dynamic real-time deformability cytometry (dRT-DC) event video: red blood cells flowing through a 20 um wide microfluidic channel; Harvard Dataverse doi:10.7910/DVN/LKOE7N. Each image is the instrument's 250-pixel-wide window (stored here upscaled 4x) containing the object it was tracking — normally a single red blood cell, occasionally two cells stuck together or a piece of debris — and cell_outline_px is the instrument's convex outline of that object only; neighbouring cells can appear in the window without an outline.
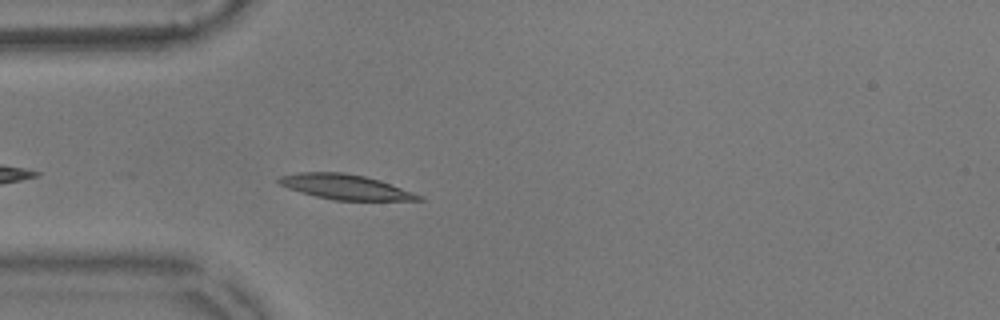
{"species": "common noctule bat (a hibernating species)", "species_latin": "Nyctalus noctula", "temperature_condition": "warm", "stored_images_in_passage": 15, "camera_frame_rate_fps": 3000, "um_per_image_px": 0.085, "animal": {"sex": "male", "body_mass_g": 17.9}, "frame": {"image": 1, "passage_image": 4, "time_ms": 1.0, "image_size_px": [1000, 320], "cell_outline_px": [[424, 200], [336, 200], [316, 196], [300, 192], [288, 188], [280, 184], [276, 180], [280, 176], [300, 172], [344, 172], [364, 176], [380, 180], [424, 196]], "centroid_in_image_um": [29.36, 15.88], "position_along_channel_um": 55.6, "area_um2": 20.23}}
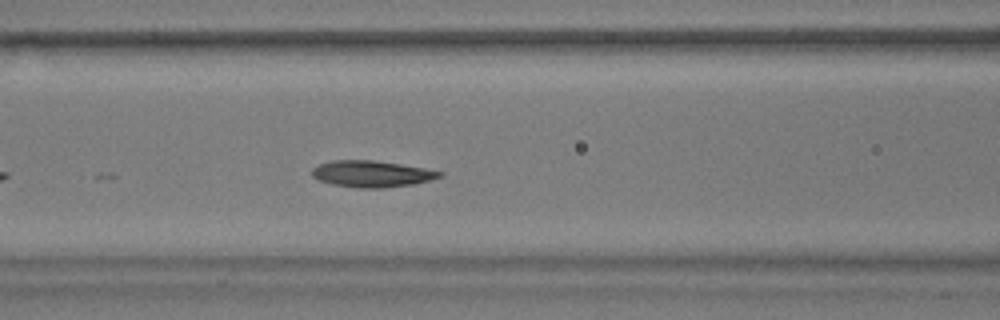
{"frame": {"image": 2, "passage_image": 11, "time_ms": 3.333, "image_size_px": [1000, 320], "cell_outline_px": [[444, 176], [412, 184], [384, 188], [356, 188], [332, 184], [316, 180], [312, 176], [312, 168], [320, 164], [332, 160], [372, 160], [400, 164], [424, 168], [444, 172]], "centroid_in_image_um": [31.57, 14.78], "position_along_channel_um": 135.0, "area_um2": 19.71}}